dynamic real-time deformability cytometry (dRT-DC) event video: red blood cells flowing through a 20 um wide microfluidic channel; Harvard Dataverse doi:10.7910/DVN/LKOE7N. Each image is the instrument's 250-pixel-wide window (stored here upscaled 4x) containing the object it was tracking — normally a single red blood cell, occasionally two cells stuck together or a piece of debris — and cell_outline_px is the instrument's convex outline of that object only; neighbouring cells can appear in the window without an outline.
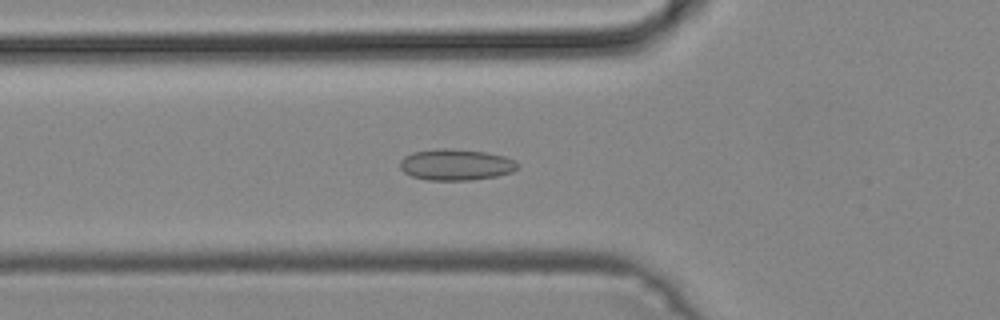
{"species": "common noctule bat (a hibernating species)", "species_latin": "Nyctalus noctula", "temperature_condition": "cold", "stored_images_in_passage": 48, "camera_frame_rate_fps": 3000, "um_per_image_px": 0.085, "animal": {"sex": "male", "body_mass_g": 19.2, "forearm_length_mm": 51.8}, "frame": {"image": 1, "passage_image": 17, "time_ms": 5.333, "image_size_px": [1000, 320], "cell_outline_px": [[520, 168], [512, 172], [496, 176], [468, 180], [424, 180], [412, 176], [404, 172], [400, 168], [400, 160], [404, 156], [412, 152], [440, 148], [448, 148], [484, 152], [504, 156], [520, 164]], "centroid_in_image_um": [38.74, 14.0], "position_along_channel_um": 87.1, "area_um2": 21.44}}
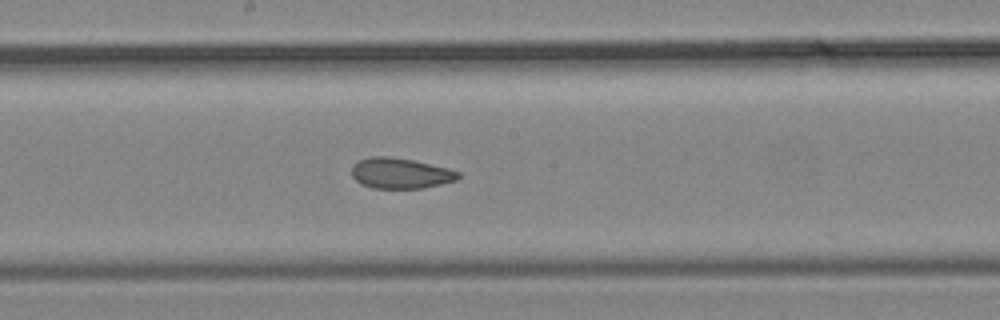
{"frame": {"image": 2, "passage_image": 26, "time_ms": 8.333, "image_size_px": [1000, 320], "cell_outline_px": [[460, 176], [456, 180], [424, 188], [372, 188], [360, 184], [352, 176], [352, 164], [368, 156], [388, 156], [412, 160], [448, 168], [460, 172]], "centroid_in_image_um": [34.01, 14.72], "position_along_channel_um": 214.2, "area_um2": 19.02}}
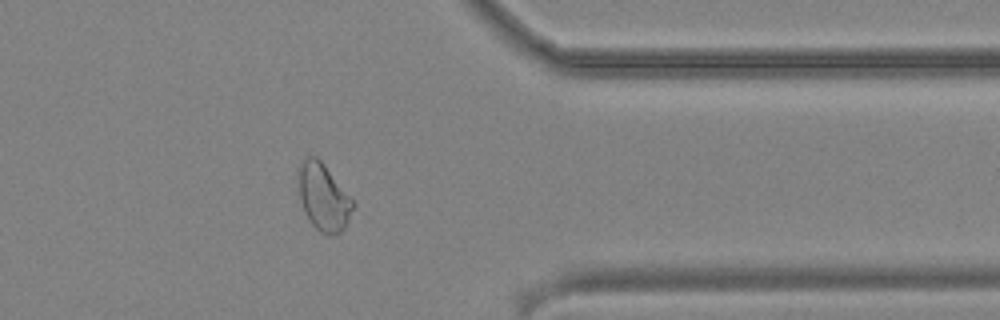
{"frame": {"image": 3, "passage_image": 39, "time_ms": 12.667, "image_size_px": [1000, 320], "cell_outline_px": [[356, 204], [344, 228], [340, 232], [320, 232], [312, 224], [304, 212], [300, 200], [296, 168], [300, 160], [308, 156], [316, 156], [324, 164], [356, 200]], "centroid_in_image_um": [27.49, 16.67], "position_along_channel_um": 383.9, "area_um2": 21.73}}